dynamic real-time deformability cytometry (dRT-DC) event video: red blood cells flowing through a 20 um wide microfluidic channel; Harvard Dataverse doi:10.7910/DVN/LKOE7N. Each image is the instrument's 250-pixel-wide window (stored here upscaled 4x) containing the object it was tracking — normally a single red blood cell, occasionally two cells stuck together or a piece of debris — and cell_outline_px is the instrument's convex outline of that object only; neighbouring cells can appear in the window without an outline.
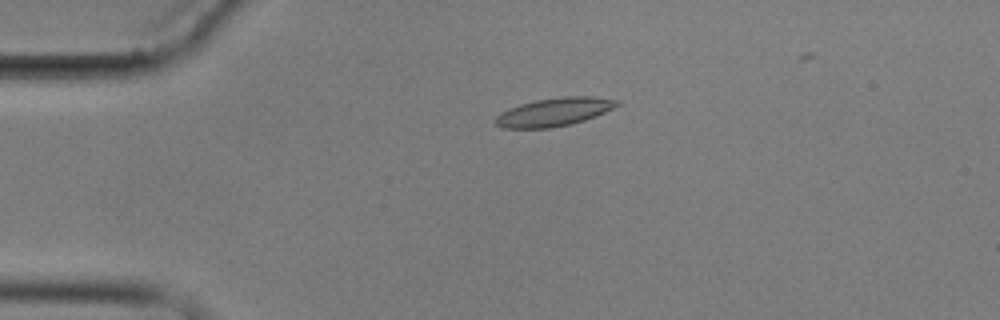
{"species": "common noctule bat (a hibernating species)", "species_latin": "Nyctalus noctula", "temperature_condition": "cold", "stored_images_in_passage": 3, "camera_frame_rate_fps": 3000, "um_per_image_px": 0.085, "animal": {"sex": "male", "body_mass_g": 17.9}, "frame": {"image": 1, "passage_image": 2, "time_ms": 1.333, "image_size_px": [1000, 320], "cell_outline_px": [[620, 104], [604, 112], [584, 120], [552, 128], [504, 128], [496, 124], [492, 120], [500, 112], [508, 108], [520, 104], [536, 100], [564, 96], [592, 96], [620, 100]], "centroid_in_image_um": [47.06, 9.51], "position_along_channel_um": 37.9, "area_um2": 20.0}}